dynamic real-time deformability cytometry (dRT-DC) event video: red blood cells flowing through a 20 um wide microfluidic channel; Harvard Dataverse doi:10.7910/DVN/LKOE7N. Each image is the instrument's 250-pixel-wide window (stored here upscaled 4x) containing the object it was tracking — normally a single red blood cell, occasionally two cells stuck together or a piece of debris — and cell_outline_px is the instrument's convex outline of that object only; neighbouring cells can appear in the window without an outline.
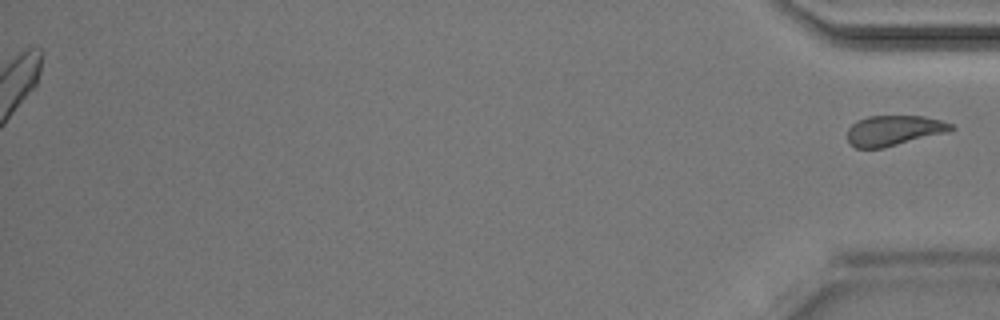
{"species": "Egyptian fruit bat (a non-hibernating species)", "species_latin": "Rousettus aegyptiacus", "temperature_condition": "room temperature", "stored_images_in_passage": 39, "segment_of_instrument_passage": [2, 2], "camera_frame_rate_fps": 3000, "um_per_image_px": 0.085, "animal": {"sex": "male"}, "frame": {"image": 1, "passage_image": 39, "time_ms": 12.667, "image_size_px": [1000, 320], "cell_outline_px": [[956, 128], [944, 132], [884, 148], [856, 148], [848, 144], [848, 128], [856, 120], [868, 116], [924, 116], [940, 120], [952, 124]], "centroid_in_image_um": [75.92, 11.09], "position_along_channel_um": 359.3, "area_um2": 18.15}}